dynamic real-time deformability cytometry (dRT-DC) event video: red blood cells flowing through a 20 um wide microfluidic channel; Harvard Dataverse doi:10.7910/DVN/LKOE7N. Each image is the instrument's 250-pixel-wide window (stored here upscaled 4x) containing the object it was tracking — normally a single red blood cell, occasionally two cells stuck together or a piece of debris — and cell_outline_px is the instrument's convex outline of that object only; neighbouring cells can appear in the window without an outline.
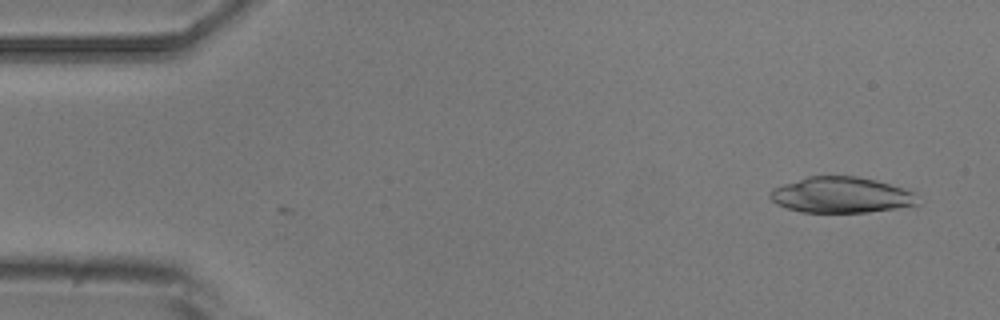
{"species": "common noctule bat (a hibernating species)", "species_latin": "Nyctalus noctula", "temperature_condition": "room temperature", "stored_images_in_passage": 3, "camera_frame_rate_fps": 3000, "um_per_image_px": 0.085, "animal": {"sex": "male", "body_mass_g": 20.5, "forearm_length_mm": 52.5}, "frame": {"image": 1, "passage_image": 1, "time_ms": 0.0, "image_size_px": [1000, 320], "cell_outline_px": [[920, 204], [896, 208], [868, 212], [800, 212], [776, 204], [768, 196], [768, 192], [772, 188], [808, 176], [856, 176], [876, 180], [912, 192]], "centroid_in_image_um": [71.44, 16.58], "position_along_channel_um": 13.6, "area_um2": 30.58}}